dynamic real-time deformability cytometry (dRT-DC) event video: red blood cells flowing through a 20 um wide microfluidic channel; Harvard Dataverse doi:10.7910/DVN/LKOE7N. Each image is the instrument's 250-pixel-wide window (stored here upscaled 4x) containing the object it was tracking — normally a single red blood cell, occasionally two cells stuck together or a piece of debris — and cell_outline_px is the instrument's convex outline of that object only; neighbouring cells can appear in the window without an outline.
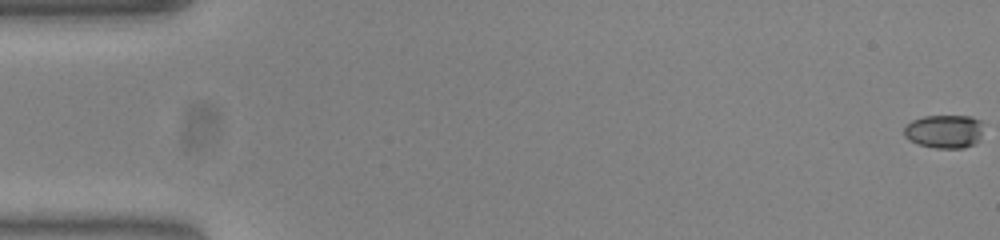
{"species": "common noctule bat (a hibernating species)", "species_latin": "Nyctalus noctula", "temperature_condition": "warm", "stored_images_in_passage": 54, "camera_frame_rate_fps": 3000, "um_per_image_px": 0.085, "animal": {"sex": "female", "body_mass_g": 23.0, "forearm_length_mm": 53.4}, "frame": {"image": 1, "passage_image": 1, "time_ms": 0.0, "image_size_px": [1000, 240], "cell_outline_px": [[980, 140], [976, 144], [964, 148], [936, 148], [920, 144], [908, 140], [904, 136], [904, 124], [912, 120], [924, 116], [968, 116], [980, 120]], "centroid_in_image_um": [80.23, 11.17], "position_along_channel_um": 4.8, "area_um2": 15.49}}
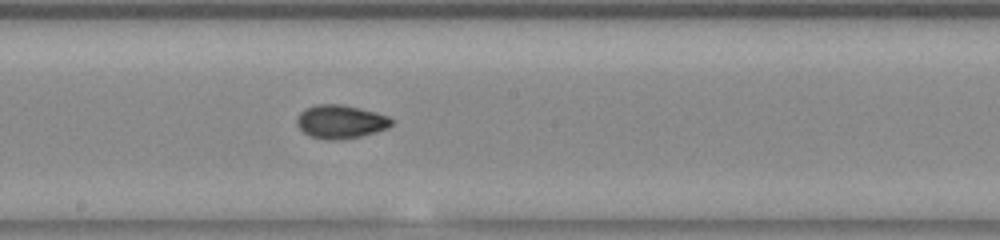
{"frame": {"image": 2, "passage_image": 30, "time_ms": 9.667, "image_size_px": [1000, 240], "cell_outline_px": [[396, 120], [388, 128], [376, 132], [360, 136], [336, 140], [324, 140], [308, 136], [296, 124], [296, 120], [300, 112], [304, 108], [316, 104], [340, 104], [360, 108], [376, 112], [388, 116]], "centroid_in_image_um": [28.95, 10.34], "position_along_channel_um": 219.3, "area_um2": 18.73}}
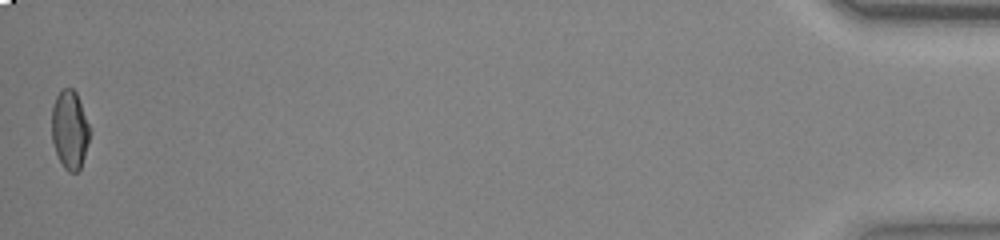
{"frame": {"image": 3, "passage_image": 54, "time_ms": 17.667, "image_size_px": [1000, 240], "cell_outline_px": [[88, 144], [80, 168], [76, 172], [68, 172], [64, 168], [56, 152], [52, 140], [52, 108], [56, 96], [64, 88], [72, 88], [76, 92], [88, 124]], "centroid_in_image_um": [5.9, 11.03], "position_along_channel_um": 429.3, "area_um2": 16.94}, "authors_computed_cell_mechanics": {"area_um2": 17.5423, "velocity_mm_per_s": 3.8723, "shape_relaxation_time_tau1_ms": 9.274, "shape_relaxation_time_tau2_ms": 1.3784, "deformation_change_tau1": 0.2584, "deformation_change_tau2": 0.0448}}